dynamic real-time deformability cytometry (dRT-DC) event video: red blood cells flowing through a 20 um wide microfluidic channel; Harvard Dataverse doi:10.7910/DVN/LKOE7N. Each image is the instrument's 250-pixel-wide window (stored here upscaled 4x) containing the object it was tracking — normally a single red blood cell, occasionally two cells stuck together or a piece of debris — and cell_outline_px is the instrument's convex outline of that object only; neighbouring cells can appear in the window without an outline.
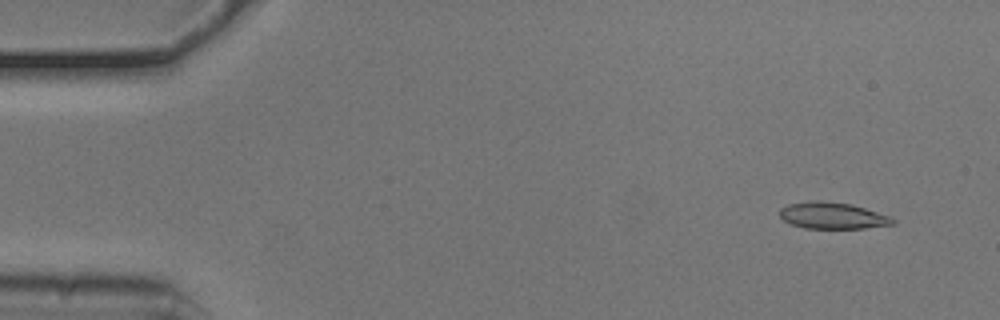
{"species": "common noctule bat (a hibernating species)", "species_latin": "Nyctalus noctula", "temperature_condition": "cold", "stored_images_in_passage": 53, "camera_frame_rate_fps": 3000, "um_per_image_px": 0.085, "animal": {"sex": "male", "body_mass_g": 20.5, "forearm_length_mm": 52.5}, "frame": {"image": 1, "passage_image": 4, "time_ms": 1.0, "image_size_px": [1000, 320], "cell_outline_px": [[896, 224], [864, 228], [804, 228], [792, 224], [784, 220], [780, 216], [780, 208], [788, 204], [812, 200], [820, 200], [852, 204], [892, 216], [896, 220]], "centroid_in_image_um": [70.81, 18.32], "position_along_channel_um": 14.2, "area_um2": 17.63}}
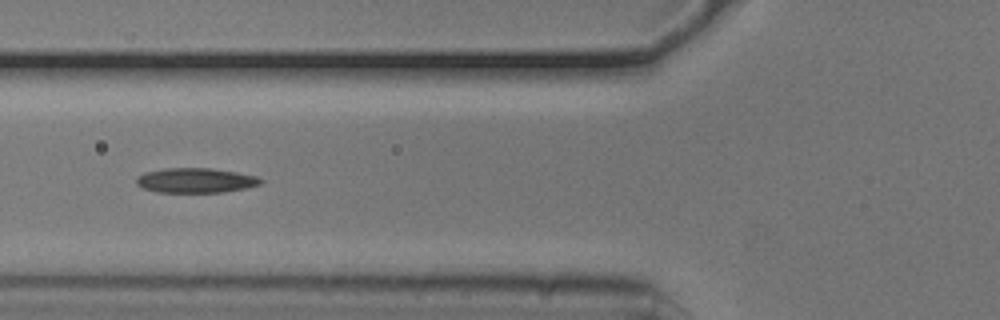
{"frame": {"image": 2, "passage_image": 20, "time_ms": 6.333, "image_size_px": [1000, 320], "cell_outline_px": [[264, 180], [260, 184], [244, 188], [224, 192], [156, 192], [144, 188], [136, 184], [136, 176], [144, 172], [164, 168], [212, 168], [236, 172], [256, 176]], "centroid_in_image_um": [16.6, 15.33], "position_along_channel_um": 109.2, "area_um2": 17.98}}
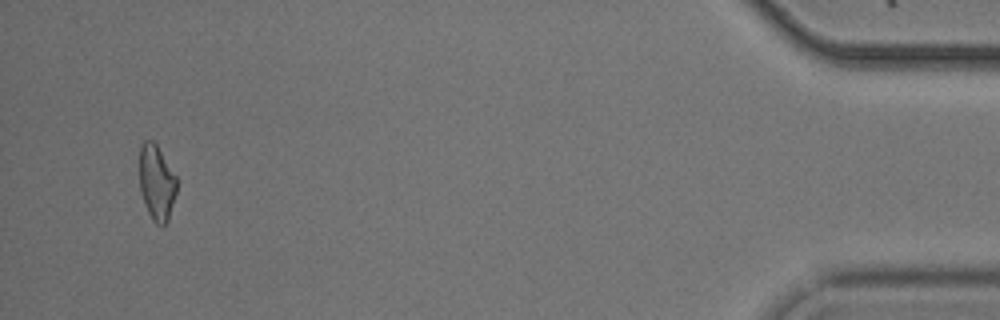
{"frame": {"image": 3, "passage_image": 51, "time_ms": 16.667, "image_size_px": [1000, 320], "cell_outline_px": [[176, 192], [168, 220], [164, 224], [156, 224], [152, 220], [144, 204], [140, 192], [140, 148], [144, 140], [152, 140], [156, 144], [176, 176]], "centroid_in_image_um": [13.3, 15.52], "position_along_channel_um": 421.9, "area_um2": 16.18}, "authors_computed_cell_mechanics": {"area_um2": 17.3978, "velocity_mm_per_s": 3.7936, "shape_relaxation_time_tau1_ms": 3.7845, "shape_relaxation_time_tau2_ms": 7.9105, "deformation_change_tau1": 0.1087, "deformation_change_tau2": 0.1748}}